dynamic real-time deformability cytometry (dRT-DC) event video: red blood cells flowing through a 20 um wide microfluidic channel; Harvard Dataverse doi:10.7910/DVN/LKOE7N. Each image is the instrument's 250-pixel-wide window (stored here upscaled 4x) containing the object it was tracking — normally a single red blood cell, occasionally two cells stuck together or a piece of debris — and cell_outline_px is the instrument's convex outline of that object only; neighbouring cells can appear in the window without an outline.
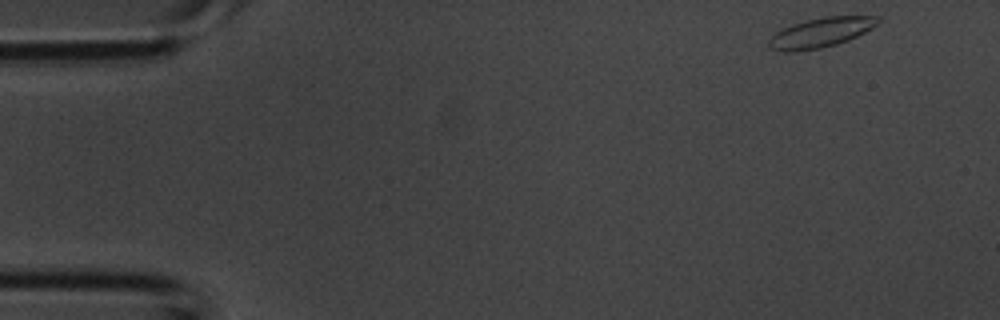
{"species": "common noctule bat (a hibernating species)", "species_latin": "Nyctalus noctula", "temperature_condition": "room temperature", "stored_images_in_passage": 3, "camera_frame_rate_fps": 3000, "um_per_image_px": 0.085, "animal": {"sex": "male", "body_mass_g": 20.1, "forearm_length_mm": 53.5}, "frame": {"image": 1, "passage_image": 1, "time_ms": 0.0, "image_size_px": [1000, 320], "cell_outline_px": [[880, 20], [872, 28], [848, 40], [836, 44], [820, 48], [772, 48], [768, 44], [768, 40], [776, 32], [792, 24], [804, 20], [824, 16], [880, 16]], "centroid_in_image_um": [69.86, 2.69], "position_along_channel_um": 15.1, "area_um2": 17.92}}